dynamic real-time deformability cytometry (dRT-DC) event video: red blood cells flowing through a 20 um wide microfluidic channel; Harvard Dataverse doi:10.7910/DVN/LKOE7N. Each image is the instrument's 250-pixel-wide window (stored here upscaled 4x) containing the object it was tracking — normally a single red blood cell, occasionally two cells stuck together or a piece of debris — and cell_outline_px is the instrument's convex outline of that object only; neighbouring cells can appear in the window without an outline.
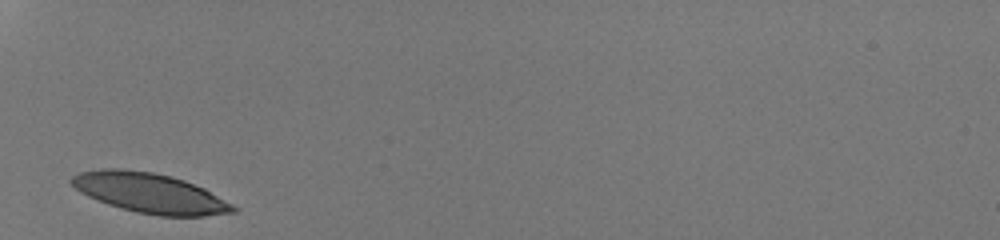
{"species": "human", "species_latin": "Homo sapiens", "temperature_condition": "room temperature", "stored_images_in_passage": 25, "camera_frame_rate_fps": 3000, "um_per_image_px": 0.085, "donor": {"sex": "male"}, "frame": {"image": 1, "passage_image": 1, "time_ms": 0.0, "image_size_px": [1000, 240], "cell_outline_px": [[240, 208], [236, 212], [204, 216], [160, 216], [136, 212], [120, 208], [108, 204], [88, 196], [80, 192], [68, 180], [72, 176], [80, 172], [104, 168], [120, 168], [152, 172], [172, 176], [184, 180], [204, 188]], "centroid_in_image_um": [12.75, 16.41], "position_along_channel_um": 72.2, "area_um2": 37.63}}
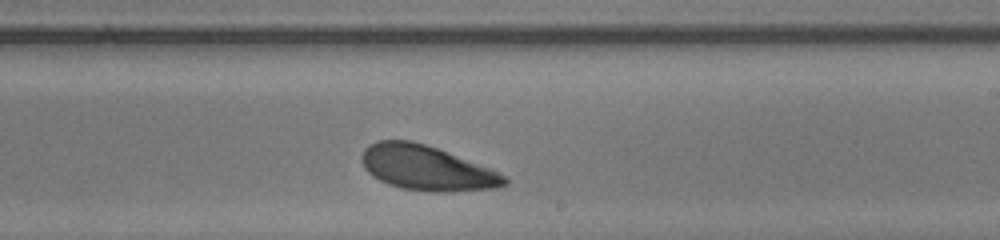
{"frame": {"image": 2, "passage_image": 15, "time_ms": 4.667, "image_size_px": [1000, 240], "cell_outline_px": [[508, 184], [496, 188], [448, 192], [432, 192], [404, 188], [388, 184], [372, 176], [364, 168], [360, 156], [364, 148], [368, 144], [376, 140], [412, 140], [436, 148], [488, 168], [504, 176], [508, 180]], "centroid_in_image_um": [36.2, 14.28], "position_along_channel_um": 252.8, "area_um2": 36.99}}
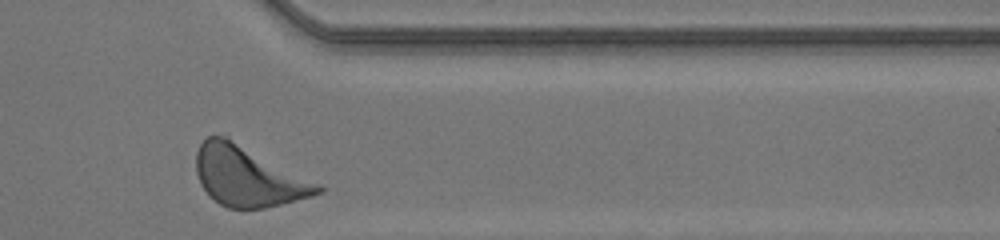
{"frame": {"image": 3, "passage_image": 25, "time_ms": 8.0, "image_size_px": [1000, 240], "cell_outline_px": [[324, 192], [312, 196], [264, 208], [228, 208], [220, 204], [208, 196], [200, 184], [196, 172], [196, 152], [200, 144], [208, 136], [228, 136], [320, 184], [324, 188]], "centroid_in_image_um": [21.06, 14.98], "position_along_channel_um": 390.3, "area_um2": 42.6}, "authors_computed_cell_mechanics": {"area_um2": 37.7434, "velocity_mm_per_s": 4.1369, "shape_relaxation_time_tau1_ms": 1.4325, "shape_relaxation_time_tau2_ms": null, "deformation_change_tau1": 0.1117, "deformation_change_tau2": null}}